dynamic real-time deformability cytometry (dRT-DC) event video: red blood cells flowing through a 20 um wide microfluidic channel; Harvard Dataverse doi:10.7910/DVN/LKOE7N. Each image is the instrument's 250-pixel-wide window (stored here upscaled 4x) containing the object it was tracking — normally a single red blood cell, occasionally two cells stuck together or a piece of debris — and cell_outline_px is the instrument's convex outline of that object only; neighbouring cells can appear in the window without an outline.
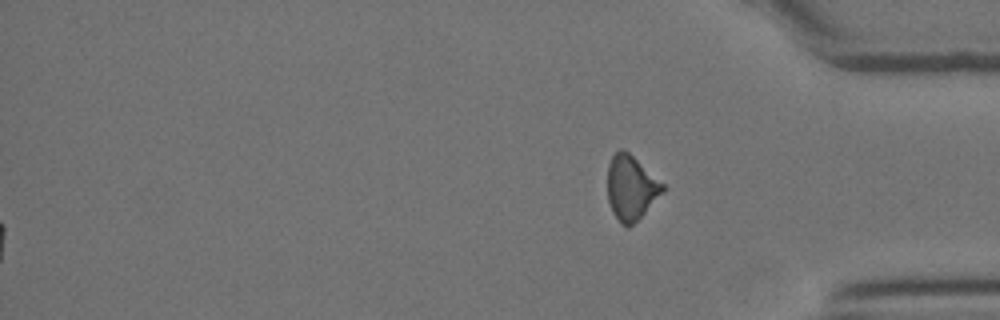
{"species": "Egyptian fruit bat (a non-hibernating species)", "species_latin": "Rousettus aegyptiacus", "temperature_condition": "room temperature", "stored_images_in_passage": 25, "segment_of_instrument_passage": [2, 2], "camera_frame_rate_fps": 3000, "um_per_image_px": 0.085, "animal": {"sex": "female"}, "frame": {"image": 1, "passage_image": 25, "time_ms": 8.0, "image_size_px": [1000, 320], "cell_outline_px": [[664, 192], [628, 228], [620, 224], [612, 212], [608, 200], [608, 164], [612, 156], [620, 148], [628, 152], [664, 184]], "centroid_in_image_um": [53.62, 15.96], "position_along_channel_um": 381.6, "area_um2": 20.46}}